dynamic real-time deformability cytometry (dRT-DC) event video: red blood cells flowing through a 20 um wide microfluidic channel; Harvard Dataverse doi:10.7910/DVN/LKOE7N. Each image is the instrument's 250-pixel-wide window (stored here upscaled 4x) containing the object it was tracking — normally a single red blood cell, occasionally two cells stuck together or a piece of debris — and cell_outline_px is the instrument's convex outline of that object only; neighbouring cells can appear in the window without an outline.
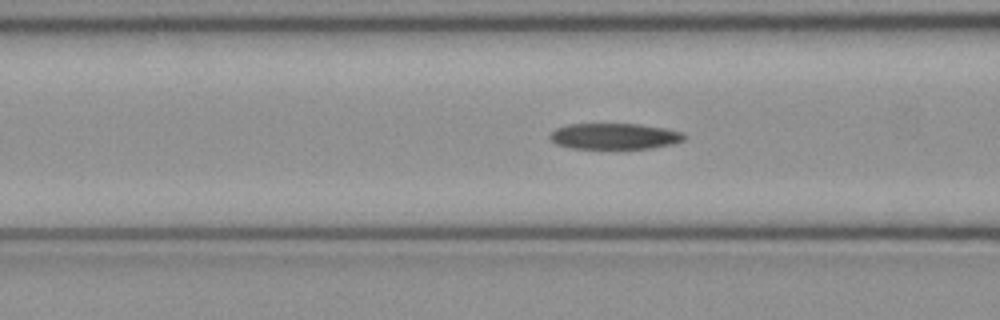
{"species": "common noctule bat (a hibernating species)", "species_latin": "Nyctalus noctula", "temperature_condition": "cold", "stored_images_in_passage": 46, "camera_frame_rate_fps": 3000, "um_per_image_px": 0.085, "animal": {"sex": "female", "body_mass_g": 21.9}, "frame": {"image": 1, "passage_image": 15, "time_ms": 4.667, "image_size_px": [1000, 320], "cell_outline_px": [[688, 136], [684, 140], [672, 144], [652, 148], [572, 148], [556, 144], [548, 136], [556, 128], [568, 124], [640, 124], [664, 128], [684, 132]], "centroid_in_image_um": [52.27, 11.57], "position_along_channel_um": 114.3, "area_um2": 20.35}}
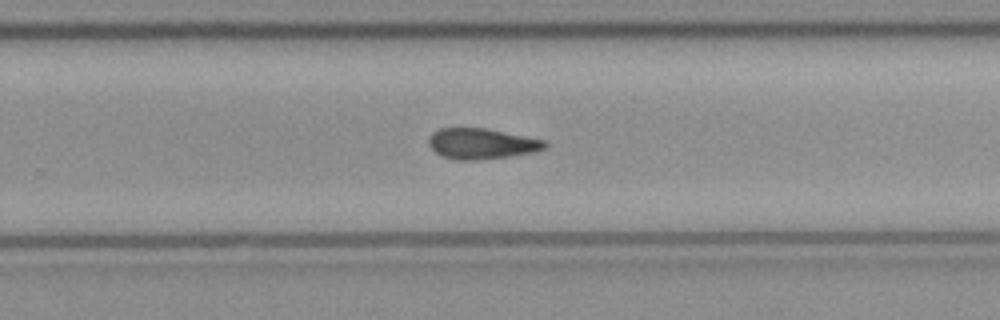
{"frame": {"image": 2, "passage_image": 28, "time_ms": 9.0, "image_size_px": [1000, 320], "cell_outline_px": [[548, 148], [532, 152], [512, 156], [476, 160], [456, 160], [440, 156], [428, 144], [428, 136], [432, 132], [440, 128], [488, 128], [548, 140]], "centroid_in_image_um": [40.97, 12.21], "position_along_channel_um": 288.8, "area_um2": 21.21}}
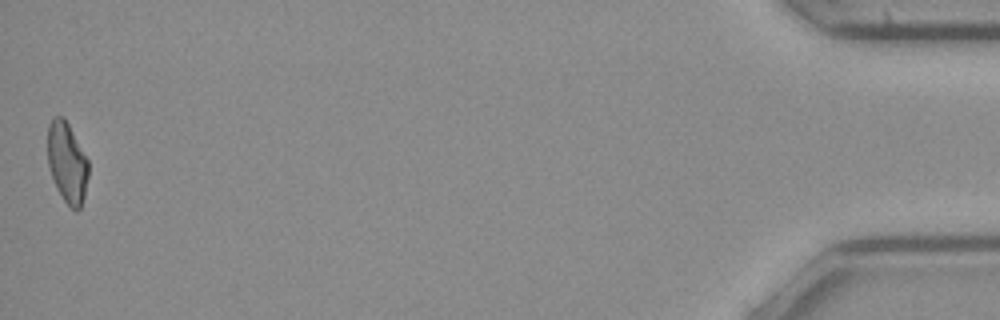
{"frame": {"image": 3, "passage_image": 46, "time_ms": 15.0, "image_size_px": [1000, 320], "cell_outline_px": [[88, 176], [84, 196], [80, 208], [76, 212], [64, 200], [56, 188], [48, 164], [48, 124], [56, 116], [64, 116], [88, 160]], "centroid_in_image_um": [5.7, 13.82], "position_along_channel_um": 429.5, "area_um2": 18.96}, "authors_computed_cell_mechanics": {"area_um2": 21.0681, "velocity_mm_per_s": 4.0314, "shape_relaxation_time_tau1_ms": 9.8693, "shape_relaxation_time_tau2_ms": 5.8752, "deformation_change_tau1": 0.2259, "deformation_change_tau2": 0.1613}}